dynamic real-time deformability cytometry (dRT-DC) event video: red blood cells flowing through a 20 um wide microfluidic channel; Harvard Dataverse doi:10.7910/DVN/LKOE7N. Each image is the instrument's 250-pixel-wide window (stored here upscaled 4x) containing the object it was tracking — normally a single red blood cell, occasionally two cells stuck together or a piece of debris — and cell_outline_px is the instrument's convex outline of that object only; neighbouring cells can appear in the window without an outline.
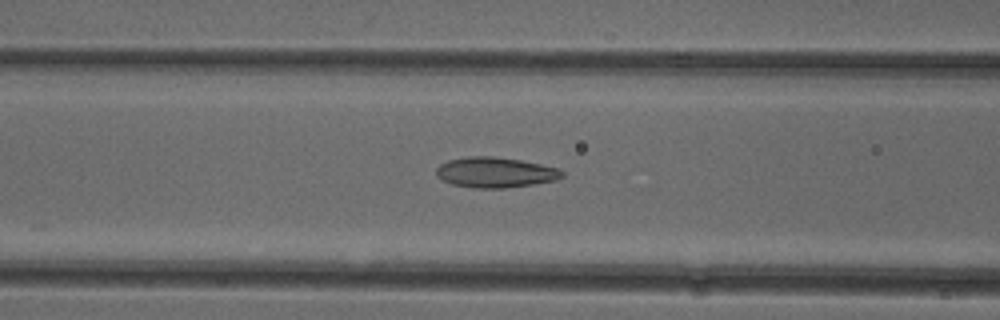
{"species": "common noctule bat (a hibernating species)", "species_latin": "Nyctalus noctula", "temperature_condition": "cold", "stored_images_in_passage": 37, "camera_frame_rate_fps": 3000, "um_per_image_px": 0.085, "animal": {"sex": "female"}, "frame": {"image": 1, "passage_image": 10, "time_ms": 3.0, "image_size_px": [1000, 320], "cell_outline_px": [[564, 176], [556, 180], [532, 184], [504, 188], [476, 188], [452, 184], [436, 176], [436, 168], [440, 164], [448, 160], [468, 156], [492, 156], [520, 160], [560, 168], [564, 172]], "centroid_in_image_um": [42.11, 14.65], "position_along_channel_um": 124.5, "area_um2": 22.25}}
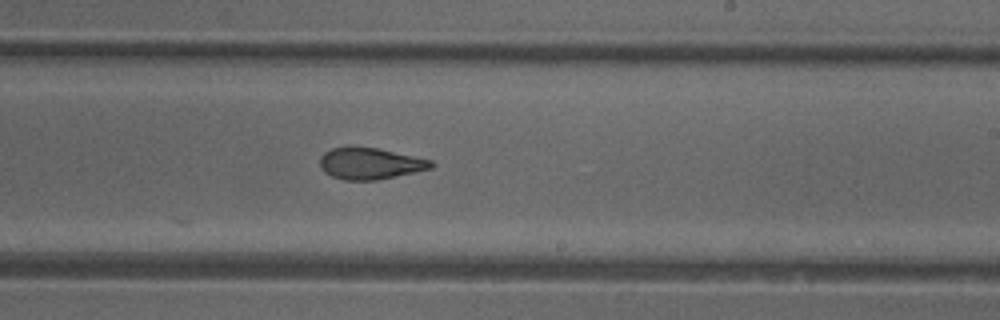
{"frame": {"image": 2, "passage_image": 20, "time_ms": 6.333, "image_size_px": [1000, 320], "cell_outline_px": [[436, 164], [432, 168], [396, 176], [376, 180], [344, 180], [332, 176], [324, 172], [320, 168], [320, 156], [324, 152], [332, 148], [352, 144], [380, 148], [432, 160]], "centroid_in_image_um": [31.43, 13.86], "position_along_channel_um": 257.6, "area_um2": 20.98}}
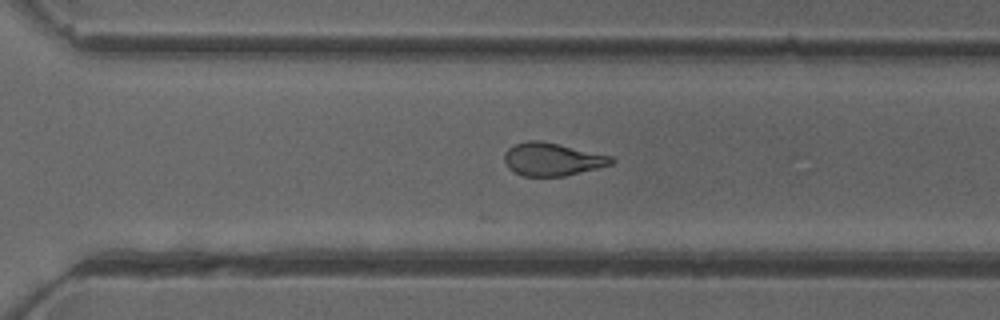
{"frame": {"image": 3, "passage_image": 25, "time_ms": 8.0, "image_size_px": [1000, 320], "cell_outline_px": [[616, 160], [612, 164], [564, 176], [524, 176], [512, 172], [508, 168], [504, 160], [504, 152], [508, 148], [516, 144], [528, 140], [540, 140], [612, 156]], "centroid_in_image_um": [46.91, 13.54], "position_along_channel_um": 323.7, "area_um2": 20.46}, "authors_computed_cell_mechanics": {"area_um2": 21.386, "velocity_mm_per_s": 3.9967, "shape_relaxation_time_tau1_ms": 8.7037, "shape_relaxation_time_tau2_ms": 2.3908, "deformation_change_tau1": 0.1898, "deformation_change_tau2": 0.0896}}